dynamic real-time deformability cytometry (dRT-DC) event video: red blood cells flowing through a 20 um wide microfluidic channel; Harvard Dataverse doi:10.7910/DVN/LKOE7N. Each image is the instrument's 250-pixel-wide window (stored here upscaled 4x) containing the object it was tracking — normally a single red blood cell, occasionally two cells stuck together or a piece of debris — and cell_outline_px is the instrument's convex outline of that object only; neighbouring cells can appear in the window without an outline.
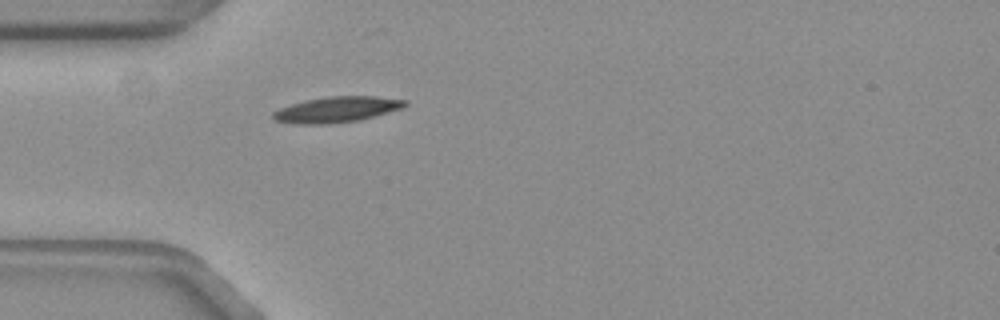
{"species": "common noctule bat (a hibernating species)", "species_latin": "Nyctalus noctula", "temperature_condition": "warm", "stored_images_in_passage": 40, "camera_frame_rate_fps": 3000, "um_per_image_px": 0.085, "animal": {"sex": "female", "body_mass_g": 19.3, "forearm_length_mm": 54.1}, "frame": {"image": 1, "passage_image": 1, "time_ms": 0.0, "image_size_px": [1000, 320], "cell_outline_px": [[408, 104], [404, 108], [360, 120], [332, 124], [292, 124], [276, 120], [272, 116], [272, 112], [280, 108], [304, 100], [328, 96], [376, 96], [408, 100]], "centroid_in_image_um": [28.66, 9.31], "position_along_channel_um": 56.3, "area_um2": 20.0}}
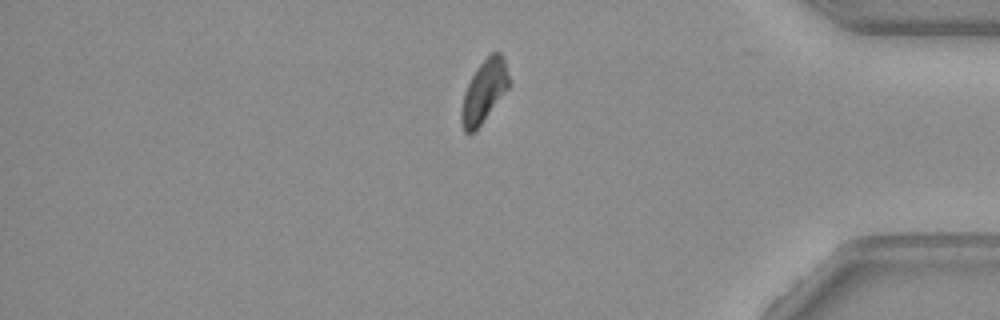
{"frame": {"image": 2, "passage_image": 31, "time_ms": 10.0, "image_size_px": [1000, 320], "cell_outline_px": [[512, 84], [480, 124], [472, 132], [464, 132], [460, 120], [460, 112], [464, 92], [476, 68], [492, 52], [500, 52], [504, 56]], "centroid_in_image_um": [41.17, 7.72], "position_along_channel_um": 394.0, "area_um2": 17.28}}
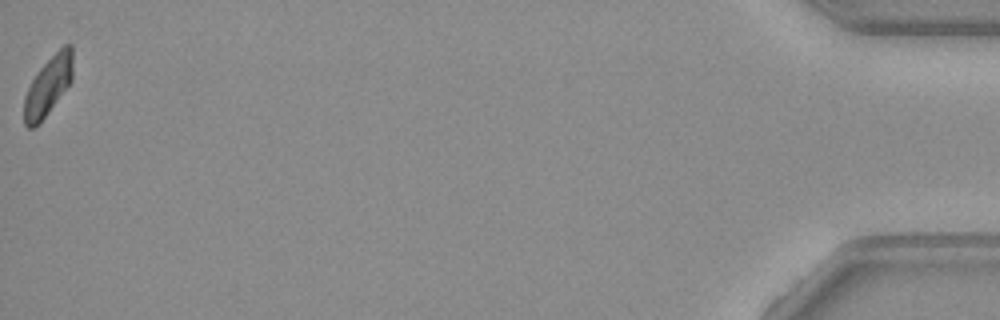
{"frame": {"image": 3, "passage_image": 40, "time_ms": 13.0, "image_size_px": [1000, 320], "cell_outline_px": [[72, 80], [48, 112], [32, 128], [28, 128], [24, 124], [24, 96], [32, 80], [40, 68], [64, 44], [72, 44]], "centroid_in_image_um": [4.09, 7.28], "position_along_channel_um": 431.1, "area_um2": 16.24}, "authors_computed_cell_mechanics": {"area_um2": 18.6405, "velocity_mm_per_s": 3.7261, "shape_relaxation_time_tau1_ms": 6.9574, "shape_relaxation_time_tau2_ms": null, "deformation_change_tau1": 0.1741, "deformation_change_tau2": null}}